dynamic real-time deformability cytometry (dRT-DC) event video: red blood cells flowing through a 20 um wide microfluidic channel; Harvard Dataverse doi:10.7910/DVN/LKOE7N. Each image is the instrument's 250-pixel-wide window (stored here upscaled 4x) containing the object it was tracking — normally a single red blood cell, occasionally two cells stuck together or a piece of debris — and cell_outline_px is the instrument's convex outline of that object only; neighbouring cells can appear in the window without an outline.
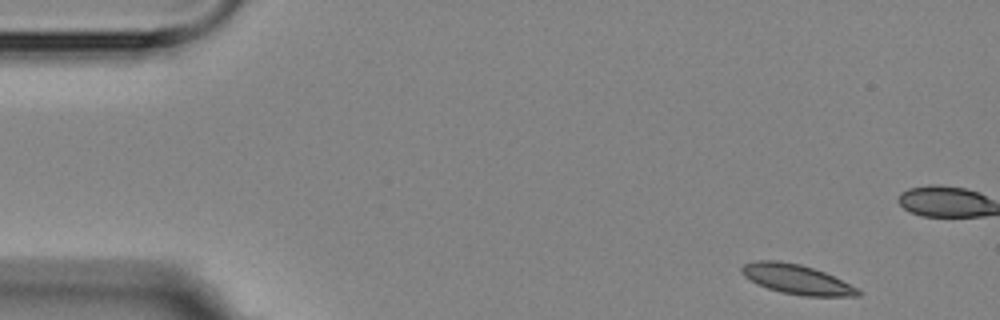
{"species": "Egyptian fruit bat (a non-hibernating species)", "species_latin": "Rousettus aegyptiacus", "temperature_condition": "room temperature", "stored_images_in_passage": 4, "camera_frame_rate_fps": 3000, "um_per_image_px": 0.085, "animal": {"sex": "female"}, "frame": {"image": 1, "passage_image": 1, "time_ms": 0.0, "image_size_px": [1000, 320], "cell_outline_px": [[860, 296], [800, 296], [780, 292], [756, 284], [744, 276], [740, 272], [740, 268], [744, 264], [756, 260], [776, 260], [800, 264], [824, 272], [860, 288]], "centroid_in_image_um": [67.7, 23.74], "position_along_channel_um": 17.3, "area_um2": 20.23}}